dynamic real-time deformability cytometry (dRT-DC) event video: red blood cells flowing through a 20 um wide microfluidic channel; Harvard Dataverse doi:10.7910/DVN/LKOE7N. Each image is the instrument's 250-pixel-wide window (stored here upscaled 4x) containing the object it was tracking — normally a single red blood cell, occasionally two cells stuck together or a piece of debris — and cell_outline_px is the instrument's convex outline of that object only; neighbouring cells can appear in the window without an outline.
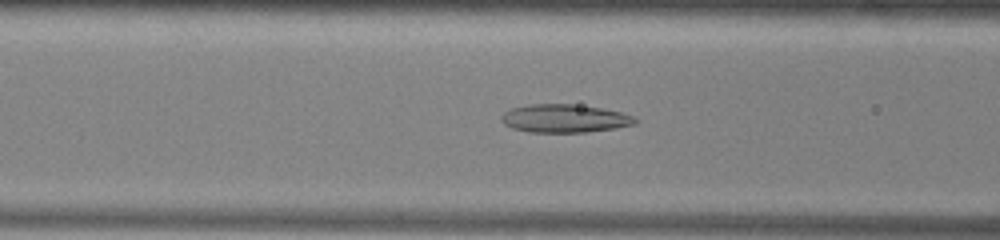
{"species": "common noctule bat (a hibernating species)", "species_latin": "Nyctalus noctula", "temperature_condition": "warm", "stored_images_in_passage": 52, "camera_frame_rate_fps": 3000, "um_per_image_px": 0.085, "animal": {"sex": "male", "body_mass_g": 13.0, "forearm_length_mm": 53.1}, "frame": {"image": 1, "passage_image": 20, "time_ms": 6.333, "image_size_px": [1000, 240], "cell_outline_px": [[636, 124], [616, 128], [588, 132], [528, 132], [512, 128], [504, 124], [500, 120], [500, 116], [504, 112], [512, 108], [528, 104], [572, 104], [600, 108], [620, 112], [632, 116], [636, 120]], "centroid_in_image_um": [47.94, 10.07], "position_along_channel_um": 118.7, "area_um2": 21.96}}
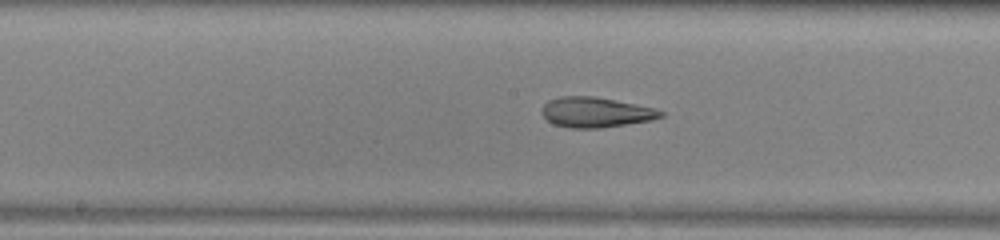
{"frame": {"image": 2, "passage_image": 26, "time_ms": 8.333, "image_size_px": [1000, 240], "cell_outline_px": [[664, 116], [652, 120], [600, 128], [572, 128], [552, 124], [540, 112], [544, 104], [548, 100], [560, 96], [592, 96], [636, 104], [656, 108], [664, 112]], "centroid_in_image_um": [50.63, 9.54], "position_along_channel_um": 197.6, "area_um2": 20.92}}
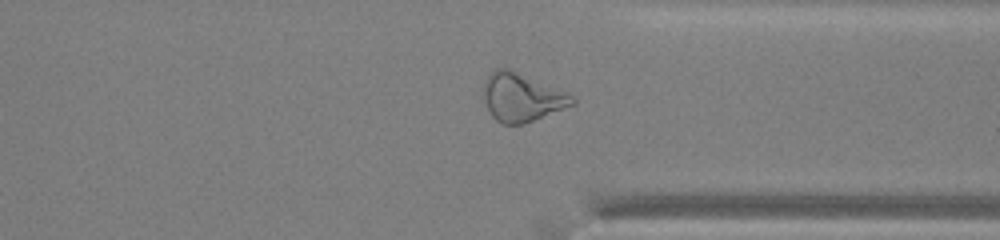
{"frame": {"image": 3, "passage_image": 39, "time_ms": 12.667, "image_size_px": [1000, 240], "cell_outline_px": [[576, 104], [524, 124], [504, 124], [496, 120], [492, 116], [484, 100], [484, 80], [496, 68], [508, 68], [572, 96], [576, 100]], "centroid_in_image_um": [44.32, 8.3], "position_along_channel_um": 367.1, "area_um2": 24.39}, "authors_computed_cell_mechanics": {"area_um2": 25.3453, "velocity_mm_per_s": 3.9459, "shape_relaxation_time_tau1_ms": null, "shape_relaxation_time_tau2_ms": 2.3551, "deformation_change_tau1": null, "deformation_change_tau2": 0.1161}}